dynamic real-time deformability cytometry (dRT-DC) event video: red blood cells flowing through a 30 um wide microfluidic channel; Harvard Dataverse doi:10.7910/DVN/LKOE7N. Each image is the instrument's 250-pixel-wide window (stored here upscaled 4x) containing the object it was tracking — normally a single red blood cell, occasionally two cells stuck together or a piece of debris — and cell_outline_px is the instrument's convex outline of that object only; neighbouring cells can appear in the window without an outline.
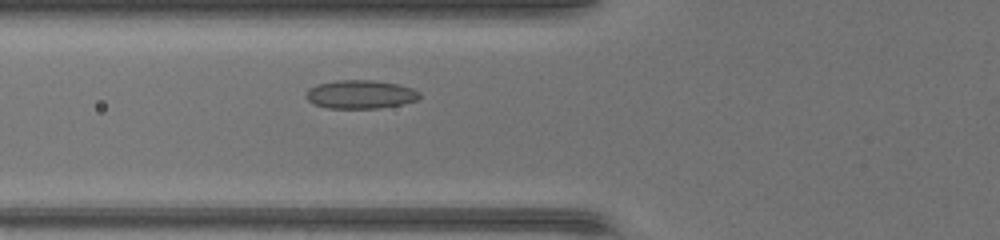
{"species": "common noctule bat (a hibernating species)", "species_latin": "Nyctalus noctula", "temperature_condition": "warm", "stored_images_in_passage": 36, "camera_frame_rate_fps": 3000, "um_per_image_px": 0.085, "animal": {"sex": "female", "body_mass_g": 17.0, "forearm_length_mm": 48.0}, "frame": {"image": 1, "passage_image": 8, "time_ms": 2.333, "image_size_px": [1000, 240], "cell_outline_px": [[420, 96], [416, 100], [400, 104], [376, 108], [328, 108], [312, 104], [304, 96], [308, 88], [316, 84], [340, 80], [372, 80], [396, 84], [412, 88], [420, 92]], "centroid_in_image_um": [30.57, 8.02], "position_along_channel_um": 95.2, "area_um2": 18.79}}
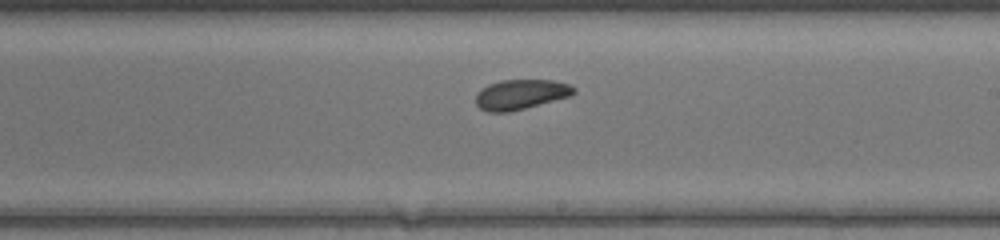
{"frame": {"image": 2, "passage_image": 18, "time_ms": 5.667, "image_size_px": [1000, 240], "cell_outline_px": [[576, 92], [572, 96], [508, 112], [488, 112], [480, 108], [476, 104], [476, 96], [488, 84], [500, 80], [552, 80], [568, 84], [576, 88]], "centroid_in_image_um": [44.3, 8.02], "position_along_channel_um": 244.7, "area_um2": 16.99}}
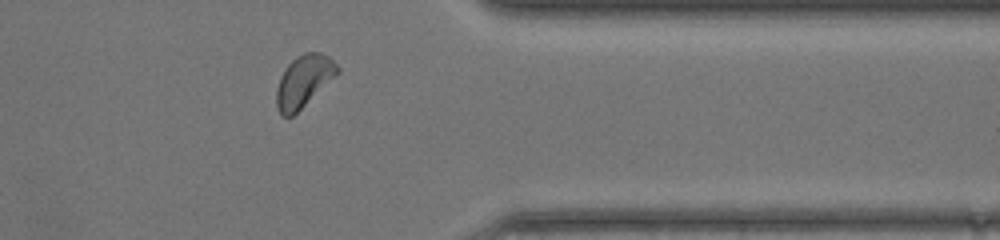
{"frame": {"image": 3, "passage_image": 28, "time_ms": 9.0, "image_size_px": [1000, 240], "cell_outline_px": [[340, 72], [292, 116], [284, 116], [280, 112], [276, 104], [276, 88], [280, 76], [288, 64], [292, 60], [304, 52], [320, 52], [328, 56], [340, 68]], "centroid_in_image_um": [25.81, 6.87], "position_along_channel_um": 385.6, "area_um2": 18.15}}